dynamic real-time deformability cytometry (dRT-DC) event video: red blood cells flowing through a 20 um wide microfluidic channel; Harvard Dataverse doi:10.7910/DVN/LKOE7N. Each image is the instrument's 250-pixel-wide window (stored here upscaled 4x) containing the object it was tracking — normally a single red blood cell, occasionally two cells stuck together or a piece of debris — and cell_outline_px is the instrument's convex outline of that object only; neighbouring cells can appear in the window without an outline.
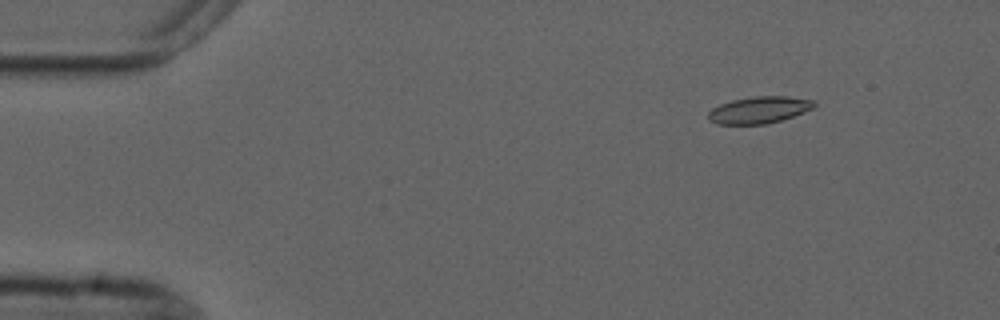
{"species": "common noctule bat (a hibernating species)", "species_latin": "Nyctalus noctula", "temperature_condition": "cold", "stored_images_in_passage": 6, "camera_frame_rate_fps": 3000, "um_per_image_px": 0.085, "animal": {"sex": "male", "forearm_length_mm": 52.5}, "frame": {"image": 1, "passage_image": 2, "time_ms": 1.333, "image_size_px": [1000, 320], "cell_outline_px": [[816, 104], [812, 108], [804, 112], [780, 120], [764, 124], [716, 124], [708, 120], [708, 112], [712, 108], [720, 104], [732, 100], [756, 96], [788, 96], [816, 100]], "centroid_in_image_um": [64.52, 9.34], "position_along_channel_um": 20.5, "area_um2": 16.53}}
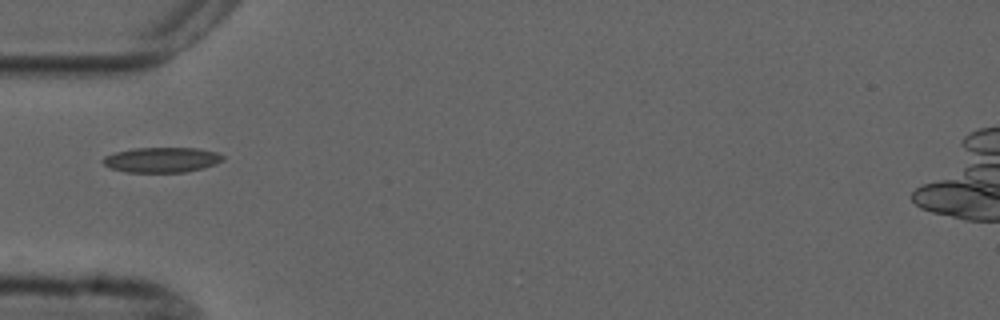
{"frame": {"image": 2, "passage_image": 4, "time_ms": 5.0, "image_size_px": [1000, 320], "cell_outline_px": [[224, 160], [216, 164], [204, 168], [184, 172], [124, 172], [112, 168], [104, 164], [100, 160], [104, 156], [116, 152], [132, 148], [196, 148], [216, 152], [224, 156]], "centroid_in_image_um": [13.75, 13.58], "position_along_channel_um": 71.3, "area_um2": 17.63}}
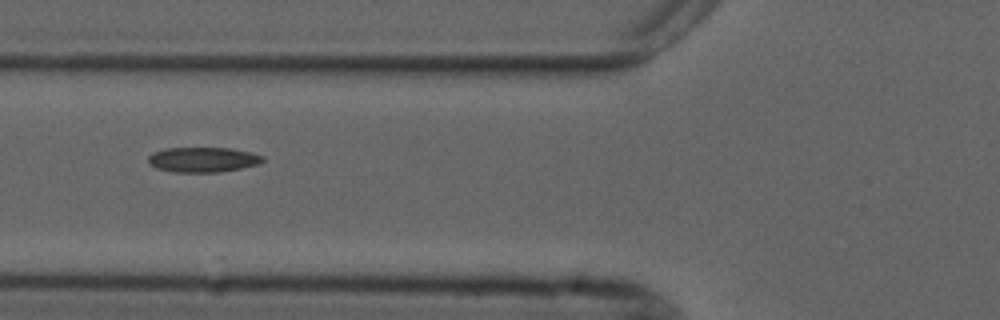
{"frame": {"image": 3, "passage_image": 5, "time_ms": 6.0, "image_size_px": [1000, 320], "cell_outline_px": [[264, 160], [260, 164], [220, 172], [172, 172], [156, 168], [148, 164], [148, 156], [152, 152], [164, 148], [232, 148], [264, 156]], "centroid_in_image_um": [17.21, 13.57], "position_along_channel_um": 108.6, "area_um2": 16.82}}